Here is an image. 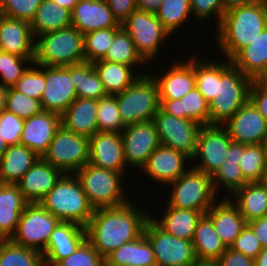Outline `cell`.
<instances>
[{"instance_id": "3", "label": "cell", "mask_w": 267, "mask_h": 266, "mask_svg": "<svg viewBox=\"0 0 267 266\" xmlns=\"http://www.w3.org/2000/svg\"><path fill=\"white\" fill-rule=\"evenodd\" d=\"M39 203L60 221L74 222L83 227L87 226L95 211L75 174H64Z\"/></svg>"}, {"instance_id": "24", "label": "cell", "mask_w": 267, "mask_h": 266, "mask_svg": "<svg viewBox=\"0 0 267 266\" xmlns=\"http://www.w3.org/2000/svg\"><path fill=\"white\" fill-rule=\"evenodd\" d=\"M85 239V227L74 222L60 221L42 252L43 260L57 265L62 259L71 255Z\"/></svg>"}, {"instance_id": "12", "label": "cell", "mask_w": 267, "mask_h": 266, "mask_svg": "<svg viewBox=\"0 0 267 266\" xmlns=\"http://www.w3.org/2000/svg\"><path fill=\"white\" fill-rule=\"evenodd\" d=\"M121 25L145 62L153 61L164 40L171 36L155 14L137 9Z\"/></svg>"}, {"instance_id": "37", "label": "cell", "mask_w": 267, "mask_h": 266, "mask_svg": "<svg viewBox=\"0 0 267 266\" xmlns=\"http://www.w3.org/2000/svg\"><path fill=\"white\" fill-rule=\"evenodd\" d=\"M93 66L100 76L105 92L110 95L124 91L140 77V74H133L135 68L129 65L99 60Z\"/></svg>"}, {"instance_id": "4", "label": "cell", "mask_w": 267, "mask_h": 266, "mask_svg": "<svg viewBox=\"0 0 267 266\" xmlns=\"http://www.w3.org/2000/svg\"><path fill=\"white\" fill-rule=\"evenodd\" d=\"M37 38L33 64L66 67L85 62L84 35L73 26L47 32Z\"/></svg>"}, {"instance_id": "31", "label": "cell", "mask_w": 267, "mask_h": 266, "mask_svg": "<svg viewBox=\"0 0 267 266\" xmlns=\"http://www.w3.org/2000/svg\"><path fill=\"white\" fill-rule=\"evenodd\" d=\"M29 202L17 185L0 184V239H10Z\"/></svg>"}, {"instance_id": "28", "label": "cell", "mask_w": 267, "mask_h": 266, "mask_svg": "<svg viewBox=\"0 0 267 266\" xmlns=\"http://www.w3.org/2000/svg\"><path fill=\"white\" fill-rule=\"evenodd\" d=\"M98 100L76 98L61 114V125L68 131L85 137L98 132Z\"/></svg>"}, {"instance_id": "57", "label": "cell", "mask_w": 267, "mask_h": 266, "mask_svg": "<svg viewBox=\"0 0 267 266\" xmlns=\"http://www.w3.org/2000/svg\"><path fill=\"white\" fill-rule=\"evenodd\" d=\"M113 17L122 24L137 9V0H106Z\"/></svg>"}, {"instance_id": "33", "label": "cell", "mask_w": 267, "mask_h": 266, "mask_svg": "<svg viewBox=\"0 0 267 266\" xmlns=\"http://www.w3.org/2000/svg\"><path fill=\"white\" fill-rule=\"evenodd\" d=\"M232 198L246 223L267 215V189L260 182L245 184L231 195Z\"/></svg>"}, {"instance_id": "36", "label": "cell", "mask_w": 267, "mask_h": 266, "mask_svg": "<svg viewBox=\"0 0 267 266\" xmlns=\"http://www.w3.org/2000/svg\"><path fill=\"white\" fill-rule=\"evenodd\" d=\"M204 213L201 211L185 210L167 205L163 218L155 222L167 233L174 237L192 241L196 224Z\"/></svg>"}, {"instance_id": "22", "label": "cell", "mask_w": 267, "mask_h": 266, "mask_svg": "<svg viewBox=\"0 0 267 266\" xmlns=\"http://www.w3.org/2000/svg\"><path fill=\"white\" fill-rule=\"evenodd\" d=\"M63 175L57 167L40 157L16 185L29 203H35L44 198Z\"/></svg>"}, {"instance_id": "53", "label": "cell", "mask_w": 267, "mask_h": 266, "mask_svg": "<svg viewBox=\"0 0 267 266\" xmlns=\"http://www.w3.org/2000/svg\"><path fill=\"white\" fill-rule=\"evenodd\" d=\"M230 248L233 251L242 253L252 259H255L263 247L252 229L246 224Z\"/></svg>"}, {"instance_id": "34", "label": "cell", "mask_w": 267, "mask_h": 266, "mask_svg": "<svg viewBox=\"0 0 267 266\" xmlns=\"http://www.w3.org/2000/svg\"><path fill=\"white\" fill-rule=\"evenodd\" d=\"M34 39L38 36L72 26L71 11L52 0H43L30 22Z\"/></svg>"}, {"instance_id": "41", "label": "cell", "mask_w": 267, "mask_h": 266, "mask_svg": "<svg viewBox=\"0 0 267 266\" xmlns=\"http://www.w3.org/2000/svg\"><path fill=\"white\" fill-rule=\"evenodd\" d=\"M102 60L135 66V68L136 65L140 66L145 63L137 53L134 42L123 28L114 35L111 46Z\"/></svg>"}, {"instance_id": "64", "label": "cell", "mask_w": 267, "mask_h": 266, "mask_svg": "<svg viewBox=\"0 0 267 266\" xmlns=\"http://www.w3.org/2000/svg\"><path fill=\"white\" fill-rule=\"evenodd\" d=\"M7 88L0 85V113L5 110Z\"/></svg>"}, {"instance_id": "9", "label": "cell", "mask_w": 267, "mask_h": 266, "mask_svg": "<svg viewBox=\"0 0 267 266\" xmlns=\"http://www.w3.org/2000/svg\"><path fill=\"white\" fill-rule=\"evenodd\" d=\"M144 234L152 246L156 266H200L192 241L174 237L149 218Z\"/></svg>"}, {"instance_id": "47", "label": "cell", "mask_w": 267, "mask_h": 266, "mask_svg": "<svg viewBox=\"0 0 267 266\" xmlns=\"http://www.w3.org/2000/svg\"><path fill=\"white\" fill-rule=\"evenodd\" d=\"M5 109L22 119L30 118L43 111L40 100L31 98L13 87L7 88Z\"/></svg>"}, {"instance_id": "16", "label": "cell", "mask_w": 267, "mask_h": 266, "mask_svg": "<svg viewBox=\"0 0 267 266\" xmlns=\"http://www.w3.org/2000/svg\"><path fill=\"white\" fill-rule=\"evenodd\" d=\"M45 88L41 97L43 111L62 114L77 98L70 77V65L66 67L44 66Z\"/></svg>"}, {"instance_id": "61", "label": "cell", "mask_w": 267, "mask_h": 266, "mask_svg": "<svg viewBox=\"0 0 267 266\" xmlns=\"http://www.w3.org/2000/svg\"><path fill=\"white\" fill-rule=\"evenodd\" d=\"M256 0H222L224 11L227 12L233 8L244 6L255 2Z\"/></svg>"}, {"instance_id": "2", "label": "cell", "mask_w": 267, "mask_h": 266, "mask_svg": "<svg viewBox=\"0 0 267 266\" xmlns=\"http://www.w3.org/2000/svg\"><path fill=\"white\" fill-rule=\"evenodd\" d=\"M267 26V4L263 0L233 8L217 27V45L225 59H231L252 42Z\"/></svg>"}, {"instance_id": "44", "label": "cell", "mask_w": 267, "mask_h": 266, "mask_svg": "<svg viewBox=\"0 0 267 266\" xmlns=\"http://www.w3.org/2000/svg\"><path fill=\"white\" fill-rule=\"evenodd\" d=\"M97 125L98 132L121 133L125 129L115 95L107 94L98 100Z\"/></svg>"}, {"instance_id": "25", "label": "cell", "mask_w": 267, "mask_h": 266, "mask_svg": "<svg viewBox=\"0 0 267 266\" xmlns=\"http://www.w3.org/2000/svg\"><path fill=\"white\" fill-rule=\"evenodd\" d=\"M223 199L215 202L205 214L211 219L224 245L230 248L247 223L232 202L233 199L230 197Z\"/></svg>"}, {"instance_id": "42", "label": "cell", "mask_w": 267, "mask_h": 266, "mask_svg": "<svg viewBox=\"0 0 267 266\" xmlns=\"http://www.w3.org/2000/svg\"><path fill=\"white\" fill-rule=\"evenodd\" d=\"M267 164L265 144H245L239 166L248 183L260 182Z\"/></svg>"}, {"instance_id": "52", "label": "cell", "mask_w": 267, "mask_h": 266, "mask_svg": "<svg viewBox=\"0 0 267 266\" xmlns=\"http://www.w3.org/2000/svg\"><path fill=\"white\" fill-rule=\"evenodd\" d=\"M24 119L14 113L3 110L0 113V135L8 145H17L20 142Z\"/></svg>"}, {"instance_id": "32", "label": "cell", "mask_w": 267, "mask_h": 266, "mask_svg": "<svg viewBox=\"0 0 267 266\" xmlns=\"http://www.w3.org/2000/svg\"><path fill=\"white\" fill-rule=\"evenodd\" d=\"M39 158L22 144L9 145L0 159V184L16 185Z\"/></svg>"}, {"instance_id": "50", "label": "cell", "mask_w": 267, "mask_h": 266, "mask_svg": "<svg viewBox=\"0 0 267 266\" xmlns=\"http://www.w3.org/2000/svg\"><path fill=\"white\" fill-rule=\"evenodd\" d=\"M43 0H0V14L31 22Z\"/></svg>"}, {"instance_id": "8", "label": "cell", "mask_w": 267, "mask_h": 266, "mask_svg": "<svg viewBox=\"0 0 267 266\" xmlns=\"http://www.w3.org/2000/svg\"><path fill=\"white\" fill-rule=\"evenodd\" d=\"M172 188L168 206L204 214L217 201L211 176L192 166L177 180L168 184Z\"/></svg>"}, {"instance_id": "60", "label": "cell", "mask_w": 267, "mask_h": 266, "mask_svg": "<svg viewBox=\"0 0 267 266\" xmlns=\"http://www.w3.org/2000/svg\"><path fill=\"white\" fill-rule=\"evenodd\" d=\"M163 0H137V10L156 14Z\"/></svg>"}, {"instance_id": "59", "label": "cell", "mask_w": 267, "mask_h": 266, "mask_svg": "<svg viewBox=\"0 0 267 266\" xmlns=\"http://www.w3.org/2000/svg\"><path fill=\"white\" fill-rule=\"evenodd\" d=\"M245 144L232 142L226 153V162L240 163L241 152H244Z\"/></svg>"}, {"instance_id": "21", "label": "cell", "mask_w": 267, "mask_h": 266, "mask_svg": "<svg viewBox=\"0 0 267 266\" xmlns=\"http://www.w3.org/2000/svg\"><path fill=\"white\" fill-rule=\"evenodd\" d=\"M0 50L23 58H35L30 23L0 14Z\"/></svg>"}, {"instance_id": "67", "label": "cell", "mask_w": 267, "mask_h": 266, "mask_svg": "<svg viewBox=\"0 0 267 266\" xmlns=\"http://www.w3.org/2000/svg\"><path fill=\"white\" fill-rule=\"evenodd\" d=\"M40 266H57V265L51 264V263L46 262L45 260H43V261L41 262V265H40Z\"/></svg>"}, {"instance_id": "6", "label": "cell", "mask_w": 267, "mask_h": 266, "mask_svg": "<svg viewBox=\"0 0 267 266\" xmlns=\"http://www.w3.org/2000/svg\"><path fill=\"white\" fill-rule=\"evenodd\" d=\"M75 175L95 210L119 207L129 202L124 194L122 173L87 163Z\"/></svg>"}, {"instance_id": "49", "label": "cell", "mask_w": 267, "mask_h": 266, "mask_svg": "<svg viewBox=\"0 0 267 266\" xmlns=\"http://www.w3.org/2000/svg\"><path fill=\"white\" fill-rule=\"evenodd\" d=\"M29 67L13 88L31 98L41 101L45 88L44 65Z\"/></svg>"}, {"instance_id": "69", "label": "cell", "mask_w": 267, "mask_h": 266, "mask_svg": "<svg viewBox=\"0 0 267 266\" xmlns=\"http://www.w3.org/2000/svg\"><path fill=\"white\" fill-rule=\"evenodd\" d=\"M265 148H266V157H267V137H266V140H265Z\"/></svg>"}, {"instance_id": "51", "label": "cell", "mask_w": 267, "mask_h": 266, "mask_svg": "<svg viewBox=\"0 0 267 266\" xmlns=\"http://www.w3.org/2000/svg\"><path fill=\"white\" fill-rule=\"evenodd\" d=\"M103 261L104 258L85 239L71 255L62 259L57 266H102Z\"/></svg>"}, {"instance_id": "55", "label": "cell", "mask_w": 267, "mask_h": 266, "mask_svg": "<svg viewBox=\"0 0 267 266\" xmlns=\"http://www.w3.org/2000/svg\"><path fill=\"white\" fill-rule=\"evenodd\" d=\"M249 101L267 120V79L253 80L250 88Z\"/></svg>"}, {"instance_id": "27", "label": "cell", "mask_w": 267, "mask_h": 266, "mask_svg": "<svg viewBox=\"0 0 267 266\" xmlns=\"http://www.w3.org/2000/svg\"><path fill=\"white\" fill-rule=\"evenodd\" d=\"M231 64L253 80L267 79V26L249 45L241 48Z\"/></svg>"}, {"instance_id": "38", "label": "cell", "mask_w": 267, "mask_h": 266, "mask_svg": "<svg viewBox=\"0 0 267 266\" xmlns=\"http://www.w3.org/2000/svg\"><path fill=\"white\" fill-rule=\"evenodd\" d=\"M70 77L75 87L77 98L99 100L107 95L100 76L91 62L85 61L70 65Z\"/></svg>"}, {"instance_id": "26", "label": "cell", "mask_w": 267, "mask_h": 266, "mask_svg": "<svg viewBox=\"0 0 267 266\" xmlns=\"http://www.w3.org/2000/svg\"><path fill=\"white\" fill-rule=\"evenodd\" d=\"M184 62L172 64L170 70L158 77L152 74L158 85L159 99H181L195 88L194 58Z\"/></svg>"}, {"instance_id": "45", "label": "cell", "mask_w": 267, "mask_h": 266, "mask_svg": "<svg viewBox=\"0 0 267 266\" xmlns=\"http://www.w3.org/2000/svg\"><path fill=\"white\" fill-rule=\"evenodd\" d=\"M122 27H113L107 29H99L96 31L89 32L84 35V54L85 61L94 63L102 60L111 43L114 35Z\"/></svg>"}, {"instance_id": "14", "label": "cell", "mask_w": 267, "mask_h": 266, "mask_svg": "<svg viewBox=\"0 0 267 266\" xmlns=\"http://www.w3.org/2000/svg\"><path fill=\"white\" fill-rule=\"evenodd\" d=\"M232 142L223 125H203L200 128L196 151L191 161H198V158L200 160L198 165L192 167L212 176L226 161V153Z\"/></svg>"}, {"instance_id": "5", "label": "cell", "mask_w": 267, "mask_h": 266, "mask_svg": "<svg viewBox=\"0 0 267 266\" xmlns=\"http://www.w3.org/2000/svg\"><path fill=\"white\" fill-rule=\"evenodd\" d=\"M253 79L231 65L216 80V94L209 103V125L225 124L249 101Z\"/></svg>"}, {"instance_id": "56", "label": "cell", "mask_w": 267, "mask_h": 266, "mask_svg": "<svg viewBox=\"0 0 267 266\" xmlns=\"http://www.w3.org/2000/svg\"><path fill=\"white\" fill-rule=\"evenodd\" d=\"M213 266H255V260L227 248Z\"/></svg>"}, {"instance_id": "13", "label": "cell", "mask_w": 267, "mask_h": 266, "mask_svg": "<svg viewBox=\"0 0 267 266\" xmlns=\"http://www.w3.org/2000/svg\"><path fill=\"white\" fill-rule=\"evenodd\" d=\"M153 121L161 145L184 152L192 159L202 127L200 123L190 119L177 118L161 109L154 116Z\"/></svg>"}, {"instance_id": "23", "label": "cell", "mask_w": 267, "mask_h": 266, "mask_svg": "<svg viewBox=\"0 0 267 266\" xmlns=\"http://www.w3.org/2000/svg\"><path fill=\"white\" fill-rule=\"evenodd\" d=\"M72 26L83 35L99 29L122 27L106 0H79L71 11Z\"/></svg>"}, {"instance_id": "65", "label": "cell", "mask_w": 267, "mask_h": 266, "mask_svg": "<svg viewBox=\"0 0 267 266\" xmlns=\"http://www.w3.org/2000/svg\"><path fill=\"white\" fill-rule=\"evenodd\" d=\"M8 144H6L3 140H2V136L0 135V159L2 158V156L4 155L5 151L8 148Z\"/></svg>"}, {"instance_id": "11", "label": "cell", "mask_w": 267, "mask_h": 266, "mask_svg": "<svg viewBox=\"0 0 267 266\" xmlns=\"http://www.w3.org/2000/svg\"><path fill=\"white\" fill-rule=\"evenodd\" d=\"M59 222L60 220L49 213L39 202L28 203L10 240L42 253Z\"/></svg>"}, {"instance_id": "30", "label": "cell", "mask_w": 267, "mask_h": 266, "mask_svg": "<svg viewBox=\"0 0 267 266\" xmlns=\"http://www.w3.org/2000/svg\"><path fill=\"white\" fill-rule=\"evenodd\" d=\"M192 243L200 265H213L227 249L206 214L196 224Z\"/></svg>"}, {"instance_id": "39", "label": "cell", "mask_w": 267, "mask_h": 266, "mask_svg": "<svg viewBox=\"0 0 267 266\" xmlns=\"http://www.w3.org/2000/svg\"><path fill=\"white\" fill-rule=\"evenodd\" d=\"M202 60L199 55L194 57V74L195 87L204 96L206 101L210 103L216 94V80L232 65L229 59L227 62L209 61L208 58Z\"/></svg>"}, {"instance_id": "19", "label": "cell", "mask_w": 267, "mask_h": 266, "mask_svg": "<svg viewBox=\"0 0 267 266\" xmlns=\"http://www.w3.org/2000/svg\"><path fill=\"white\" fill-rule=\"evenodd\" d=\"M187 161L190 162L191 158L184 152L160 144L151 153L142 171L151 177L152 181L168 185L187 170Z\"/></svg>"}, {"instance_id": "62", "label": "cell", "mask_w": 267, "mask_h": 266, "mask_svg": "<svg viewBox=\"0 0 267 266\" xmlns=\"http://www.w3.org/2000/svg\"><path fill=\"white\" fill-rule=\"evenodd\" d=\"M255 260V266H267V246L263 247Z\"/></svg>"}, {"instance_id": "20", "label": "cell", "mask_w": 267, "mask_h": 266, "mask_svg": "<svg viewBox=\"0 0 267 266\" xmlns=\"http://www.w3.org/2000/svg\"><path fill=\"white\" fill-rule=\"evenodd\" d=\"M60 127V114L51 111H42L37 115L24 119L19 144L28 147L39 157H43Z\"/></svg>"}, {"instance_id": "48", "label": "cell", "mask_w": 267, "mask_h": 266, "mask_svg": "<svg viewBox=\"0 0 267 266\" xmlns=\"http://www.w3.org/2000/svg\"><path fill=\"white\" fill-rule=\"evenodd\" d=\"M213 187L217 193L218 187L222 185L229 193L233 194L248 182L244 179L241 168L237 162H224L211 176Z\"/></svg>"}, {"instance_id": "29", "label": "cell", "mask_w": 267, "mask_h": 266, "mask_svg": "<svg viewBox=\"0 0 267 266\" xmlns=\"http://www.w3.org/2000/svg\"><path fill=\"white\" fill-rule=\"evenodd\" d=\"M160 109L172 116L209 125V103L195 87L181 99H159Z\"/></svg>"}, {"instance_id": "1", "label": "cell", "mask_w": 267, "mask_h": 266, "mask_svg": "<svg viewBox=\"0 0 267 266\" xmlns=\"http://www.w3.org/2000/svg\"><path fill=\"white\" fill-rule=\"evenodd\" d=\"M131 202L119 207L96 209L85 227L86 239L104 259L144 233L151 215Z\"/></svg>"}, {"instance_id": "17", "label": "cell", "mask_w": 267, "mask_h": 266, "mask_svg": "<svg viewBox=\"0 0 267 266\" xmlns=\"http://www.w3.org/2000/svg\"><path fill=\"white\" fill-rule=\"evenodd\" d=\"M223 126L233 142L242 144L265 143L267 120L248 101Z\"/></svg>"}, {"instance_id": "15", "label": "cell", "mask_w": 267, "mask_h": 266, "mask_svg": "<svg viewBox=\"0 0 267 266\" xmlns=\"http://www.w3.org/2000/svg\"><path fill=\"white\" fill-rule=\"evenodd\" d=\"M121 137L127 166L139 169H142L151 153L160 145L153 120L126 126Z\"/></svg>"}, {"instance_id": "58", "label": "cell", "mask_w": 267, "mask_h": 266, "mask_svg": "<svg viewBox=\"0 0 267 266\" xmlns=\"http://www.w3.org/2000/svg\"><path fill=\"white\" fill-rule=\"evenodd\" d=\"M247 225L252 229L255 236L258 238L262 247L267 246V215L248 222Z\"/></svg>"}, {"instance_id": "18", "label": "cell", "mask_w": 267, "mask_h": 266, "mask_svg": "<svg viewBox=\"0 0 267 266\" xmlns=\"http://www.w3.org/2000/svg\"><path fill=\"white\" fill-rule=\"evenodd\" d=\"M88 163L125 175L127 164L121 133L97 132L90 137Z\"/></svg>"}, {"instance_id": "63", "label": "cell", "mask_w": 267, "mask_h": 266, "mask_svg": "<svg viewBox=\"0 0 267 266\" xmlns=\"http://www.w3.org/2000/svg\"><path fill=\"white\" fill-rule=\"evenodd\" d=\"M52 1L72 11L74 6L78 3L79 0H52Z\"/></svg>"}, {"instance_id": "35", "label": "cell", "mask_w": 267, "mask_h": 266, "mask_svg": "<svg viewBox=\"0 0 267 266\" xmlns=\"http://www.w3.org/2000/svg\"><path fill=\"white\" fill-rule=\"evenodd\" d=\"M105 259L116 266H156L152 246L144 233L139 238L121 245Z\"/></svg>"}, {"instance_id": "7", "label": "cell", "mask_w": 267, "mask_h": 266, "mask_svg": "<svg viewBox=\"0 0 267 266\" xmlns=\"http://www.w3.org/2000/svg\"><path fill=\"white\" fill-rule=\"evenodd\" d=\"M125 126L153 120L160 109L158 85L144 73L124 91L115 94Z\"/></svg>"}, {"instance_id": "43", "label": "cell", "mask_w": 267, "mask_h": 266, "mask_svg": "<svg viewBox=\"0 0 267 266\" xmlns=\"http://www.w3.org/2000/svg\"><path fill=\"white\" fill-rule=\"evenodd\" d=\"M191 14L190 0H163L155 15L171 35Z\"/></svg>"}, {"instance_id": "68", "label": "cell", "mask_w": 267, "mask_h": 266, "mask_svg": "<svg viewBox=\"0 0 267 266\" xmlns=\"http://www.w3.org/2000/svg\"><path fill=\"white\" fill-rule=\"evenodd\" d=\"M102 266H116L111 263H109L106 259H104Z\"/></svg>"}, {"instance_id": "40", "label": "cell", "mask_w": 267, "mask_h": 266, "mask_svg": "<svg viewBox=\"0 0 267 266\" xmlns=\"http://www.w3.org/2000/svg\"><path fill=\"white\" fill-rule=\"evenodd\" d=\"M42 261L40 251L0 239V266H40Z\"/></svg>"}, {"instance_id": "46", "label": "cell", "mask_w": 267, "mask_h": 266, "mask_svg": "<svg viewBox=\"0 0 267 266\" xmlns=\"http://www.w3.org/2000/svg\"><path fill=\"white\" fill-rule=\"evenodd\" d=\"M34 63V58H23L14 54L0 52V85L11 88L29 68L23 64Z\"/></svg>"}, {"instance_id": "66", "label": "cell", "mask_w": 267, "mask_h": 266, "mask_svg": "<svg viewBox=\"0 0 267 266\" xmlns=\"http://www.w3.org/2000/svg\"><path fill=\"white\" fill-rule=\"evenodd\" d=\"M260 183L267 189V164H266V167L263 171Z\"/></svg>"}, {"instance_id": "54", "label": "cell", "mask_w": 267, "mask_h": 266, "mask_svg": "<svg viewBox=\"0 0 267 266\" xmlns=\"http://www.w3.org/2000/svg\"><path fill=\"white\" fill-rule=\"evenodd\" d=\"M192 15L198 20L204 21L214 14L217 18V26L225 14L222 0H190Z\"/></svg>"}, {"instance_id": "10", "label": "cell", "mask_w": 267, "mask_h": 266, "mask_svg": "<svg viewBox=\"0 0 267 266\" xmlns=\"http://www.w3.org/2000/svg\"><path fill=\"white\" fill-rule=\"evenodd\" d=\"M42 158L64 174H75L89 161V138L61 125Z\"/></svg>"}]
</instances>
